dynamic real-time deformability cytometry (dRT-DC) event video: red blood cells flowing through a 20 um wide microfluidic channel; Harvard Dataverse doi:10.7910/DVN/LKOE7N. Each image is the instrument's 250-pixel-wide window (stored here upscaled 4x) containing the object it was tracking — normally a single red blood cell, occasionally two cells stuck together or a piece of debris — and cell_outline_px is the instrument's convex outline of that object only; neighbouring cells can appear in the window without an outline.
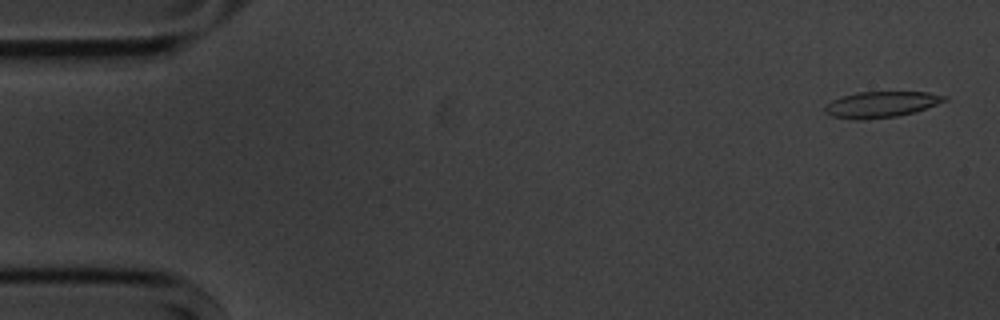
{"species": "common noctule bat (a hibernating species)", "species_latin": "Nyctalus noctula", "temperature_condition": "cold", "stored_images_in_passage": 8, "camera_frame_rate_fps": 3000, "um_per_image_px": 0.085, "animal": {"sex": "male", "body_mass_g": 20.1, "forearm_length_mm": 53.5}, "frame": {"image": 1, "passage_image": 2, "time_ms": 0.333, "image_size_px": [1000, 320], "cell_outline_px": [[948, 100], [916, 112], [896, 116], [864, 120], [856, 120], [832, 116], [824, 112], [824, 108], [832, 100], [856, 92], [928, 92], [948, 96]], "centroid_in_image_um": [74.93, 8.88], "position_along_channel_um": 10.1, "area_um2": 18.15}}